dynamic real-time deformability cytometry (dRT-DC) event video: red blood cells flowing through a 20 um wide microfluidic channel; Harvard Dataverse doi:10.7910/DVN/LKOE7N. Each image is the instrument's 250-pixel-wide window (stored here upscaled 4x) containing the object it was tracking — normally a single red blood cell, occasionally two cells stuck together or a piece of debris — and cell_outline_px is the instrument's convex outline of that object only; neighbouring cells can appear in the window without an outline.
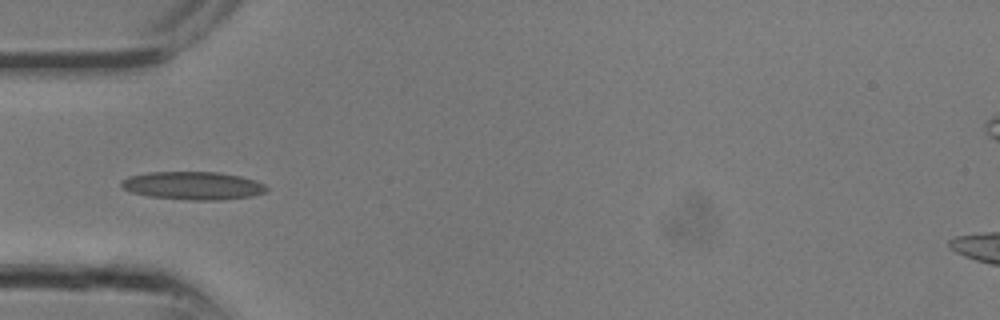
{"species": "common noctule bat (a hibernating species)", "species_latin": "Nyctalus noctula", "temperature_condition": "room temperature", "stored_images_in_passage": 15, "camera_frame_rate_fps": 3000, "um_per_image_px": 0.085, "animal": {"sex": "male", "body_mass_g": 13.3}, "frame": {"image": 1, "passage_image": 9, "time_ms": 2.667, "image_size_px": [1000, 320], "cell_outline_px": [[268, 192], [252, 196], [220, 200], [192, 200], [148, 196], [132, 192], [124, 188], [120, 184], [120, 180], [128, 176], [148, 172], [220, 172], [240, 176], [256, 180], [264, 184], [268, 188]], "centroid_in_image_um": [16.43, 15.77], "position_along_channel_um": 68.6, "area_um2": 23.87}}
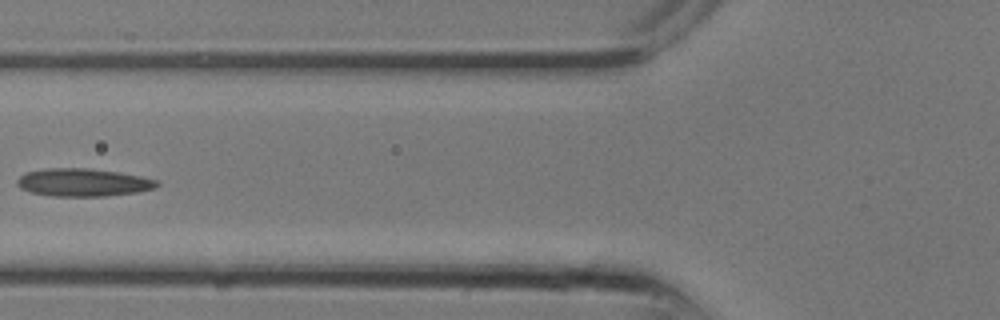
{"frame": {"image": 2, "passage_image": 11, "time_ms": 3.333, "image_size_px": [1000, 320], "cell_outline_px": [[160, 184], [156, 188], [140, 192], [104, 196], [52, 196], [32, 192], [20, 188], [16, 184], [16, 180], [24, 172], [44, 168], [88, 168], [120, 172], [140, 176], [156, 180]], "centroid_in_image_um": [7.06, 15.5], "position_along_channel_um": 118.7, "area_um2": 22.89}}
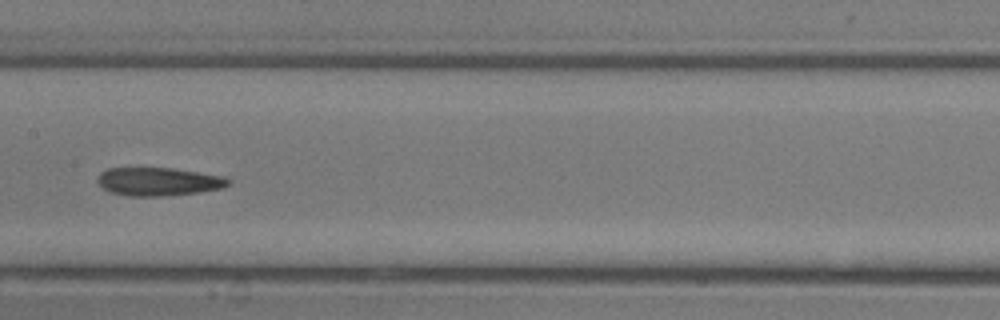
{"frame": {"image": 3, "passage_image": 14, "time_ms": 4.333, "image_size_px": [1000, 320], "cell_outline_px": [[232, 184], [224, 188], [200, 192], [164, 196], [128, 196], [108, 192], [96, 180], [96, 176], [100, 172], [108, 168], [172, 168], [224, 176], [232, 180]], "centroid_in_image_um": [13.49, 15.44], "position_along_channel_um": 193.9, "area_um2": 21.85}}